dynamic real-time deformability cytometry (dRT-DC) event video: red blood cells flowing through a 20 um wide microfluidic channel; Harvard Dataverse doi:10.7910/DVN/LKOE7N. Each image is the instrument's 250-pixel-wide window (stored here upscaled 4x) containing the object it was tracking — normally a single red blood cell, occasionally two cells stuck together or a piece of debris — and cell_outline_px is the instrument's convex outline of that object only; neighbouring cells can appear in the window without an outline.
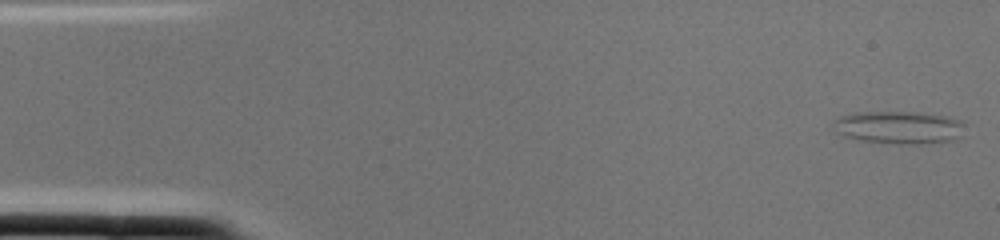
{"species": "common noctule bat (a hibernating species)", "species_latin": "Nyctalus noctula", "temperature_condition": "cold", "stored_images_in_passage": 2, "camera_frame_rate_fps": 3000, "um_per_image_px": 0.085, "animal": {"sex": "female", "body_mass_g": 22.0, "forearm_length_mm": 56.7}, "frame": {"image": 1, "passage_image": 1, "time_ms": 0.0, "image_size_px": [1000, 240], "cell_outline_px": [[964, 124], [960, 136], [952, 140], [916, 144], [900, 144], [860, 140], [844, 136], [836, 132], [832, 120], [840, 116], [860, 112], [912, 112], [944, 116], [964, 120]], "centroid_in_image_um": [76.39, 10.83], "position_along_channel_um": 8.6, "area_um2": 24.91}}
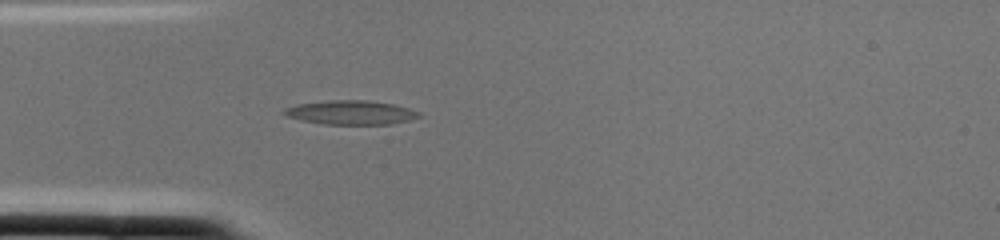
{"frame": {"image": 2, "passage_image": 2, "time_ms": 0.333, "image_size_px": [1000, 240], "cell_outline_px": [[420, 116], [408, 120], [392, 124], [324, 124], [300, 120], [288, 116], [280, 112], [284, 108], [296, 104], [328, 100], [368, 100], [392, 104], [408, 108], [420, 112]], "centroid_in_image_um": [29.77, 9.56], "position_along_channel_um": 55.2, "area_um2": 18.9}}